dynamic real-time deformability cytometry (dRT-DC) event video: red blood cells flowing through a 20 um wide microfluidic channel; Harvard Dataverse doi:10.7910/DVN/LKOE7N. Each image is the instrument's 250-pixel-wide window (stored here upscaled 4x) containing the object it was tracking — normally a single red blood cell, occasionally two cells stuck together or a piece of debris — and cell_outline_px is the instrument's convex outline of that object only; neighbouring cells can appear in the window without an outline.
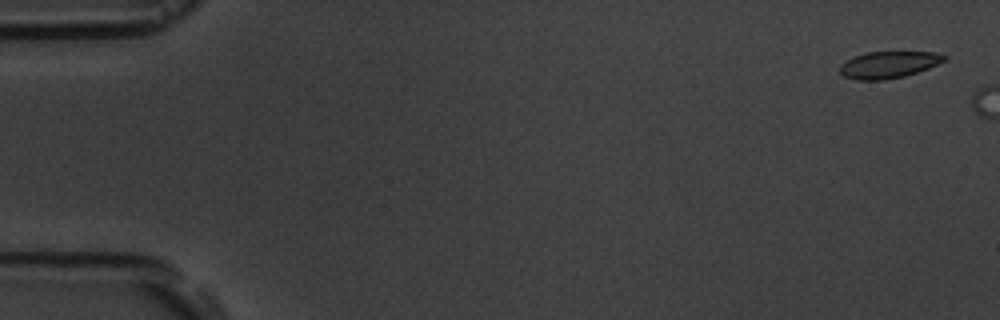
{"species": "common noctule bat (a hibernating species)", "species_latin": "Nyctalus noctula", "temperature_condition": "room temperature", "stored_images_in_passage": 2, "camera_frame_rate_fps": 3000, "um_per_image_px": 0.085, "animal": {"sex": "male", "body_mass_g": 19.5, "forearm_length_mm": 54.6}, "frame": {"image": 1, "passage_image": 1, "time_ms": 0.0, "image_size_px": [1000, 320], "cell_outline_px": [[948, 56], [944, 60], [928, 68], [904, 76], [884, 80], [856, 80], [844, 76], [840, 72], [840, 64], [856, 56], [868, 52], [932, 52]], "centroid_in_image_um": [75.51, 5.51], "position_along_channel_um": 9.5, "area_um2": 16.01}}